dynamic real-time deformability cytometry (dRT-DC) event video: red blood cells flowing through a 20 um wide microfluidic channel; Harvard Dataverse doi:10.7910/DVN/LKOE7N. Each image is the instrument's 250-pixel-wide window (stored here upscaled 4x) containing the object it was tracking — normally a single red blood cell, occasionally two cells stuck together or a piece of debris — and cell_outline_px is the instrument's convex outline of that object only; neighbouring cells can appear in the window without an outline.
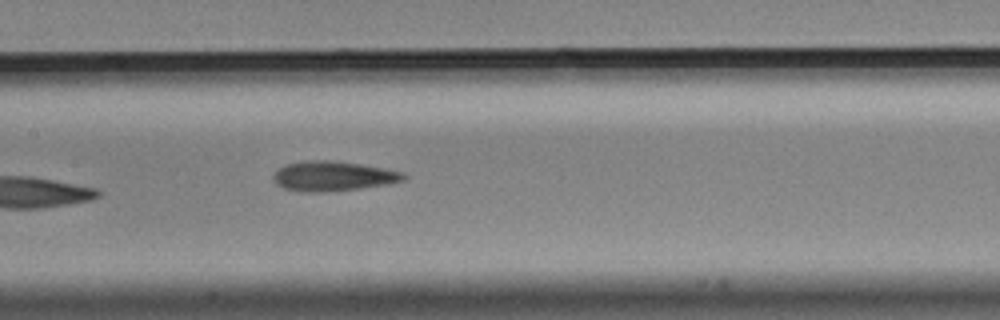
{"species": "Egyptian fruit bat (a non-hibernating species)", "species_latin": "Rousettus aegyptiacus", "temperature_condition": "cold", "stored_images_in_passage": 7, "camera_frame_rate_fps": 3000, "um_per_image_px": 0.085, "animal": {"sex": "male"}, "frame": {"image": 1, "passage_image": 7, "time_ms": 2.0, "image_size_px": [1000, 320], "cell_outline_px": [[408, 176], [404, 180], [388, 184], [360, 188], [324, 192], [300, 192], [284, 188], [276, 184], [272, 180], [272, 176], [284, 164], [304, 160], [336, 160], [384, 168], [404, 172]], "centroid_in_image_um": [28.29, 14.96], "position_along_channel_um": 179.1, "area_um2": 22.89}}